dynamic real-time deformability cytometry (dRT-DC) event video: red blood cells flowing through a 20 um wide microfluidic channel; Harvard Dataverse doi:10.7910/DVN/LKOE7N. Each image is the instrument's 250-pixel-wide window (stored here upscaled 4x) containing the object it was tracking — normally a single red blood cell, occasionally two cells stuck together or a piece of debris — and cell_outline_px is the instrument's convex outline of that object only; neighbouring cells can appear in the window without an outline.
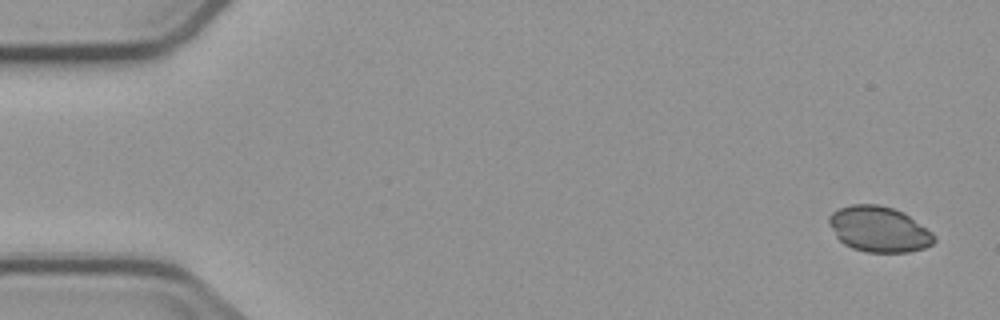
{"species": "common noctule bat (a hibernating species)", "species_latin": "Nyctalus noctula", "temperature_condition": "cold", "stored_images_in_passage": 4, "camera_frame_rate_fps": 3000, "um_per_image_px": 0.085, "animal": {"sex": "male", "body_mass_g": 23.1, "forearm_length_mm": 52.7}, "frame": {"image": 1, "passage_image": 1, "time_ms": 0.0, "image_size_px": [1000, 320], "cell_outline_px": [[936, 240], [932, 244], [924, 248], [908, 252], [864, 252], [852, 248], [844, 244], [836, 236], [828, 224], [828, 216], [832, 212], [840, 208], [852, 204], [876, 204], [892, 208], [904, 212], [932, 232], [936, 236]], "centroid_in_image_um": [74.71, 19.48], "position_along_channel_um": 10.3, "area_um2": 28.03}}